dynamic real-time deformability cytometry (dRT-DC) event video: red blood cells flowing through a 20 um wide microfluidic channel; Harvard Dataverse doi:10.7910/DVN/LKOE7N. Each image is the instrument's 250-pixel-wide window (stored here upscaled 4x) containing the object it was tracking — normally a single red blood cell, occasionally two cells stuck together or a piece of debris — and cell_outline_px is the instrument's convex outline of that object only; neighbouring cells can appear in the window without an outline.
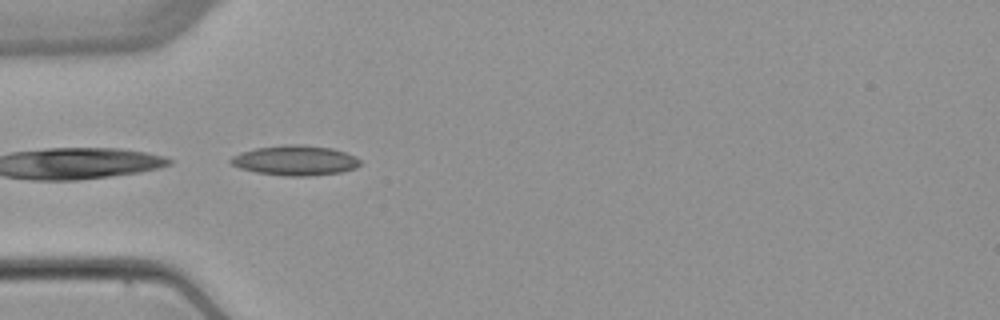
{"species": "common noctule bat (a hibernating species)", "species_latin": "Nyctalus noctula", "temperature_condition": "warm", "stored_images_in_passage": 7, "camera_frame_rate_fps": 3000, "um_per_image_px": 0.085, "animal": {"sex": "female", "body_mass_g": 22.7, "forearm_length_mm": 54.2}, "frame": {"image": 1, "passage_image": 4, "time_ms": 4.667, "image_size_px": [1000, 320], "cell_outline_px": [[360, 164], [356, 168], [340, 172], [308, 176], [284, 176], [256, 172], [240, 168], [232, 164], [228, 160], [232, 156], [240, 152], [256, 148], [288, 144], [304, 144], [332, 148], [356, 156], [360, 160]], "centroid_in_image_um": [25.09, 13.63], "position_along_channel_um": 59.9, "area_um2": 22.66}}
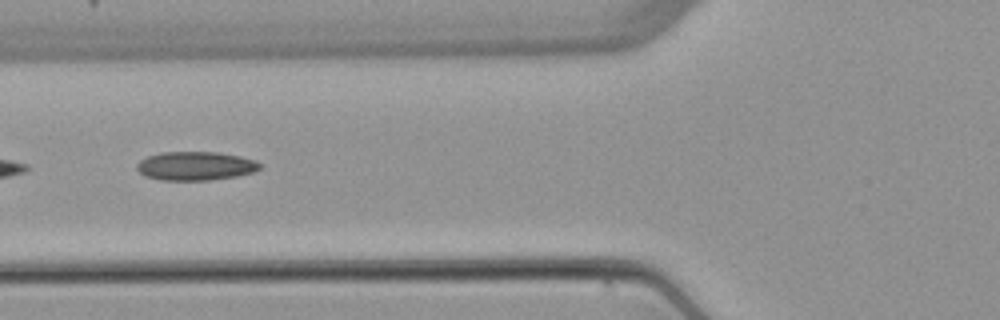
{"frame": {"image": 2, "passage_image": 5, "time_ms": 6.0, "image_size_px": [1000, 320], "cell_outline_px": [[260, 168], [252, 172], [236, 176], [208, 180], [160, 180], [144, 176], [136, 168], [136, 164], [140, 160], [148, 156], [160, 152], [216, 152], [240, 156], [256, 160], [260, 164]], "centroid_in_image_um": [16.58, 14.1], "position_along_channel_um": 109.2, "area_um2": 20.58}}
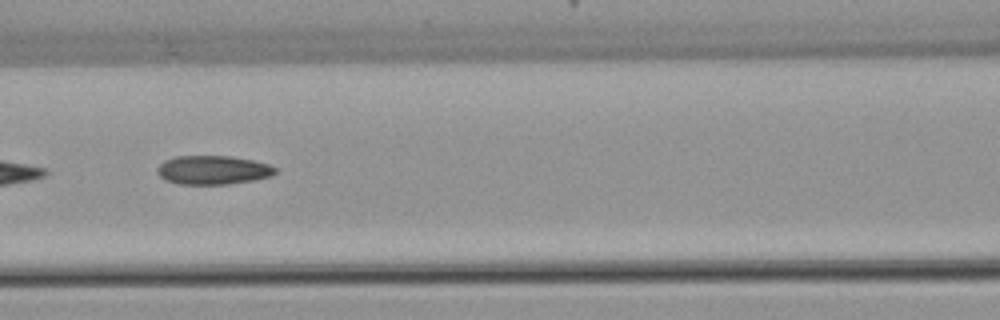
{"frame": {"image": 3, "passage_image": 6, "time_ms": 7.0, "image_size_px": [1000, 320], "cell_outline_px": [[276, 172], [272, 176], [256, 180], [228, 184], [176, 184], [164, 180], [156, 172], [156, 168], [164, 160], [176, 156], [232, 156], [252, 160], [268, 164], [276, 168]], "centroid_in_image_um": [18.08, 14.45], "position_along_channel_um": 148.5, "area_um2": 20.06}}